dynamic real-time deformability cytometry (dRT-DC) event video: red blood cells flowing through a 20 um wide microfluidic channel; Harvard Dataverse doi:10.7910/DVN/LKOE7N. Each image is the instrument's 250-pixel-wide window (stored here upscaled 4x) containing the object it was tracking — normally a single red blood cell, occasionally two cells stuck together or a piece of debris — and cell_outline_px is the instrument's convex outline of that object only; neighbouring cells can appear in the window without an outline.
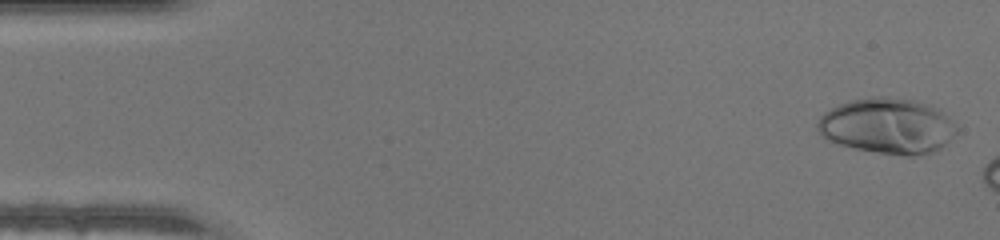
{"species": "human", "species_latin": "Homo sapiens", "temperature_condition": "warm", "stored_images_in_passage": 42, "camera_frame_rate_fps": 3000, "um_per_image_px": 0.085, "donor": {"sex": "male"}, "frame": {"image": 1, "passage_image": 2, "time_ms": 0.333, "image_size_px": [1000, 240], "cell_outline_px": [[960, 128], [940, 148], [932, 152], [912, 156], [904, 156], [856, 148], [840, 144], [828, 140], [816, 128], [816, 124], [820, 116], [824, 112], [840, 104], [852, 100], [872, 96], [888, 96], [912, 100], [928, 104], [940, 108]], "centroid_in_image_um": [75.46, 10.68], "position_along_channel_um": 9.5, "area_um2": 45.03}}
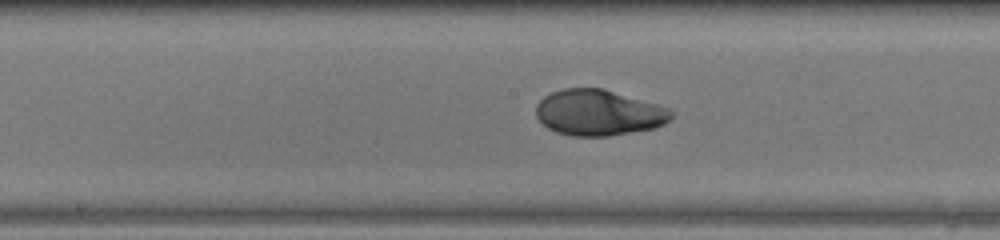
{"frame": {"image": 2, "passage_image": 24, "time_ms": 7.667, "image_size_px": [1000, 240], "cell_outline_px": [[672, 120], [664, 124], [652, 128], [608, 136], [572, 136], [556, 132], [548, 128], [536, 116], [536, 104], [544, 96], [552, 92], [564, 88], [604, 88], [672, 108]], "centroid_in_image_um": [50.9, 9.56], "position_along_channel_um": 197.3, "area_um2": 36.3}}
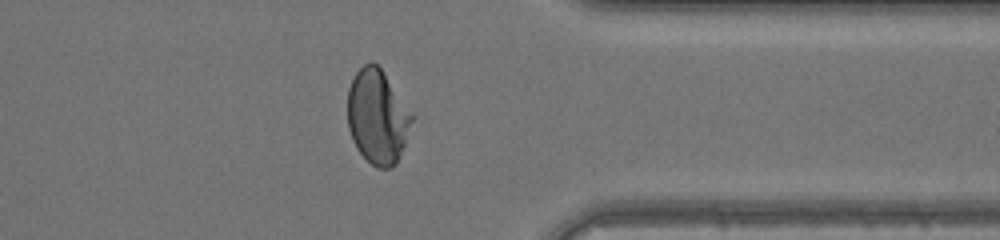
{"frame": {"image": 3, "passage_image": 37, "time_ms": 12.0, "image_size_px": [1000, 240], "cell_outline_px": [[412, 120], [404, 144], [396, 164], [388, 168], [376, 168], [356, 148], [352, 140], [348, 128], [348, 88], [356, 72], [364, 64], [372, 60], [380, 68], [412, 116]], "centroid_in_image_um": [32.03, 9.94], "position_along_channel_um": 379.4, "area_um2": 34.45}}